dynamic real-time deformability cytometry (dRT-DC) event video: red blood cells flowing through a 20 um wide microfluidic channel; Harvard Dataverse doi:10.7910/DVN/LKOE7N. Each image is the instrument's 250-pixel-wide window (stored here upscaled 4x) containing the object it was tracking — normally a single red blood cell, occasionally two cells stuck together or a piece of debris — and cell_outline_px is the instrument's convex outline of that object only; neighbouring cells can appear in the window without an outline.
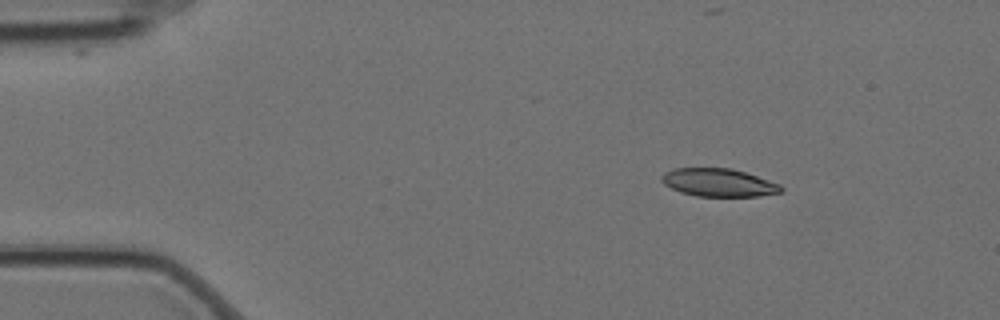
{"species": "Egyptian fruit bat (a non-hibernating species)", "species_latin": "Rousettus aegyptiacus", "temperature_condition": "cold", "stored_images_in_passage": 3, "camera_frame_rate_fps": 3000, "um_per_image_px": 0.085, "animal": {"sex": "female"}, "frame": {"image": 1, "passage_image": 1, "time_ms": 0.0, "image_size_px": [1000, 320], "cell_outline_px": [[784, 192], [760, 196], [696, 196], [680, 192], [664, 184], [660, 180], [660, 176], [664, 172], [676, 168], [732, 168], [780, 184], [784, 188]], "centroid_in_image_um": [61.08, 15.52], "position_along_channel_um": 23.9, "area_um2": 19.54}}